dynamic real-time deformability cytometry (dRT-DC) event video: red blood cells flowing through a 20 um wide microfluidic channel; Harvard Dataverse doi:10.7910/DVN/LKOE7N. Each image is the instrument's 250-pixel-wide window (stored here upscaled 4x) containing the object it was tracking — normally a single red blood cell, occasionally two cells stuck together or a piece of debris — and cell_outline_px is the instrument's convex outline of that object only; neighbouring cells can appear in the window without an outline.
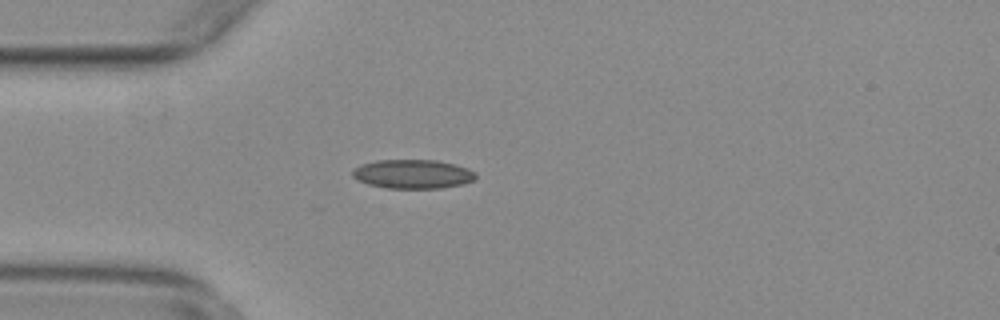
{"species": "common noctule bat (a hibernating species)", "species_latin": "Nyctalus noctula", "temperature_condition": "warm", "stored_images_in_passage": 54, "camera_frame_rate_fps": 3000, "um_per_image_px": 0.085, "animal": {"sex": "female", "body_mass_g": 29.2, "forearm_length_mm": 56.3}, "frame": {"image": 1, "passage_image": 15, "time_ms": 4.667, "image_size_px": [1000, 320], "cell_outline_px": [[476, 176], [472, 180], [464, 184], [440, 188], [388, 188], [368, 184], [356, 180], [352, 176], [352, 168], [360, 164], [376, 160], [436, 160], [468, 168], [476, 172]], "centroid_in_image_um": [35.04, 14.79], "position_along_channel_um": 50.0, "area_um2": 20.92}}
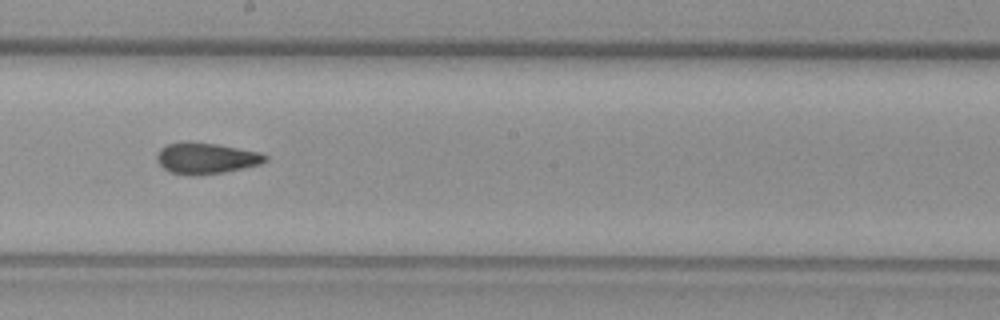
{"frame": {"image": 2, "passage_image": 30, "time_ms": 9.667, "image_size_px": [1000, 320], "cell_outline_px": [[268, 160], [260, 164], [224, 172], [192, 176], [188, 176], [168, 172], [156, 160], [156, 156], [160, 148], [168, 144], [184, 140], [216, 144], [260, 152], [268, 156]], "centroid_in_image_um": [17.48, 13.45], "position_along_channel_um": 230.7, "area_um2": 19.88}}
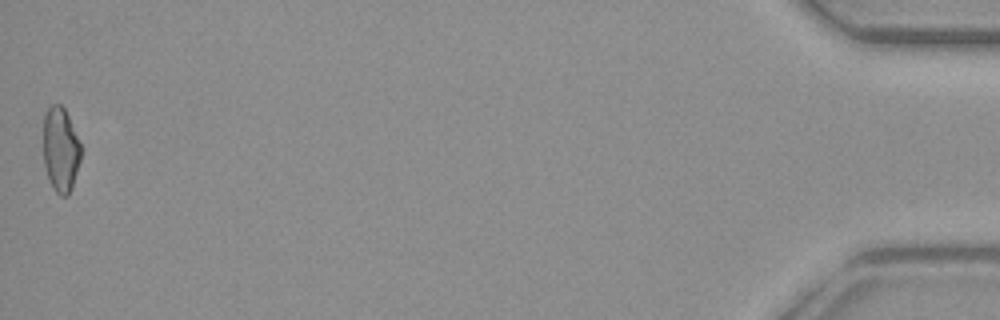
{"frame": {"image": 3, "passage_image": 54, "time_ms": 17.667, "image_size_px": [1000, 320], "cell_outline_px": [[80, 160], [72, 188], [68, 196], [60, 196], [52, 188], [44, 164], [44, 112], [52, 104], [60, 104], [64, 108], [68, 116], [80, 144]], "centroid_in_image_um": [5.14, 12.73], "position_along_channel_um": 430.1, "area_um2": 18.38}, "authors_computed_cell_mechanics": {"area_um2": 19.2474, "velocity_mm_per_s": 3.8045, "shape_relaxation_time_tau1_ms": null, "shape_relaxation_time_tau2_ms": 2.8537, "deformation_change_tau1": null, "deformation_change_tau2": 0.0774}}